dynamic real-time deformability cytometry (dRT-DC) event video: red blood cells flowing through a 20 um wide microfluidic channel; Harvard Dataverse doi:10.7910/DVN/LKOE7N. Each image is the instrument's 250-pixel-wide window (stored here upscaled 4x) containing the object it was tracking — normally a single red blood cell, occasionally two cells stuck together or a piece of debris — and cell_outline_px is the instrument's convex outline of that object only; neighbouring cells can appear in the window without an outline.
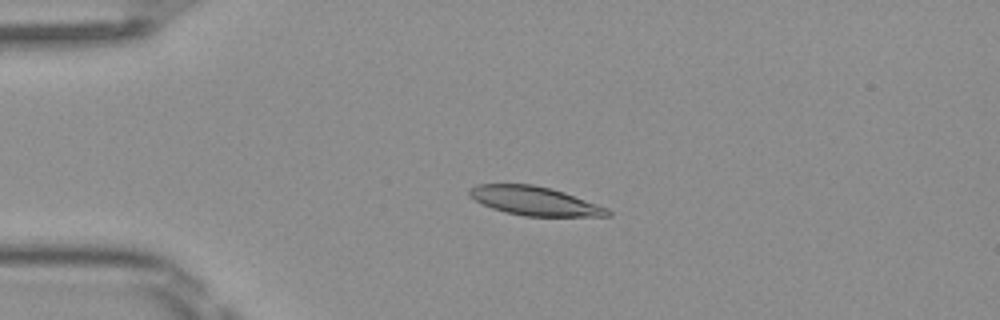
{"species": "Egyptian fruit bat (a non-hibernating species)", "species_latin": "Rousettus aegyptiacus", "temperature_condition": "room temperature", "stored_images_in_passage": 39, "camera_frame_rate_fps": 3000, "um_per_image_px": 0.085, "frame": {"image": 1, "passage_image": 1, "time_ms": 0.0, "image_size_px": [1000, 320], "cell_outline_px": [[612, 216], [524, 216], [504, 212], [492, 208], [468, 196], [468, 188], [476, 184], [532, 184], [552, 188], [564, 192], [608, 208], [612, 212]], "centroid_in_image_um": [45.43, 17.07], "position_along_channel_um": 39.6, "area_um2": 23.29}}
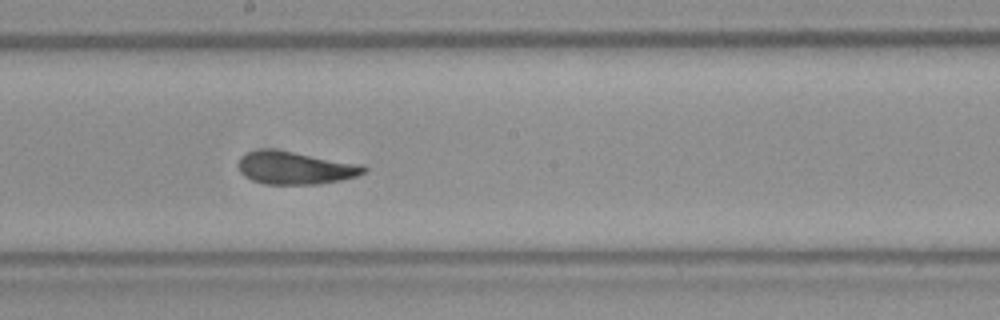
{"frame": {"image": 2, "passage_image": 17, "time_ms": 5.333, "image_size_px": [1000, 320], "cell_outline_px": [[368, 168], [364, 172], [356, 176], [340, 180], [316, 184], [268, 184], [252, 180], [244, 176], [240, 172], [236, 164], [240, 156], [248, 152], [292, 152], [364, 164]], "centroid_in_image_um": [25.13, 14.31], "position_along_channel_um": 223.1, "area_um2": 23.29}}
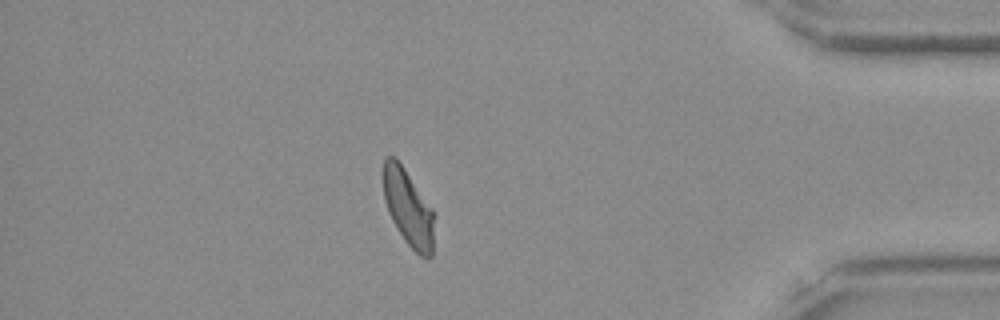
{"frame": {"image": 3, "passage_image": 33, "time_ms": 10.667, "image_size_px": [1000, 320], "cell_outline_px": [[436, 216], [432, 256], [428, 260], [420, 256], [404, 240], [396, 228], [388, 212], [384, 200], [384, 160], [388, 156], [396, 156], [432, 208]], "centroid_in_image_um": [34.74, 17.71], "position_along_channel_um": 400.5, "area_um2": 23.0}, "authors_computed_cell_mechanics": {"area_um2": 23.1778, "velocity_mm_per_s": 4.0453, "shape_relaxation_time_tau1_ms": 7.1009, "shape_relaxation_time_tau2_ms": 2.2402, "deformation_change_tau1": 0.1981, "deformation_change_tau2": 0.0892}}